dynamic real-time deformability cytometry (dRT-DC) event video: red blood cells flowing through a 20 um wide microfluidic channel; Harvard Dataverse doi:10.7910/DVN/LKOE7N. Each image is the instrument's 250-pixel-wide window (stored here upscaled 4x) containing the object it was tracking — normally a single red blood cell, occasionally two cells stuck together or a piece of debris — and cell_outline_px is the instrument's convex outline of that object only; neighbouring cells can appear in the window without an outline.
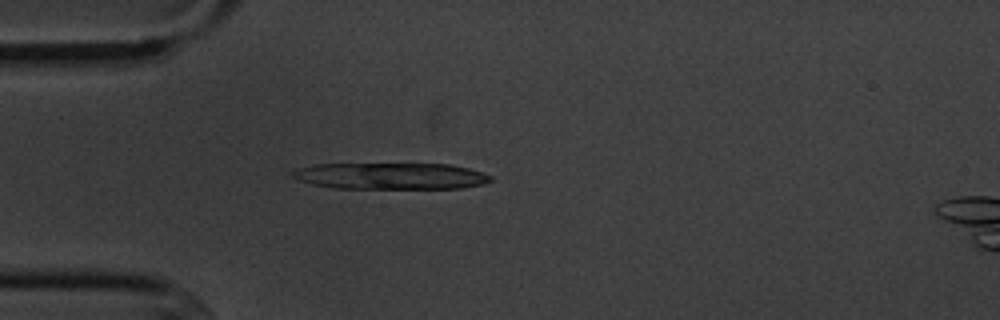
{"species": "common noctule bat (a hibernating species)", "species_latin": "Nyctalus noctula", "temperature_condition": "cold", "stored_images_in_passage": 3, "camera_frame_rate_fps": 3000, "um_per_image_px": 0.085, "animal": {"sex": "male", "body_mass_g": 20.1, "forearm_length_mm": 53.5}, "frame": {"image": 1, "passage_image": 3, "time_ms": 2.333, "image_size_px": [1000, 320], "cell_outline_px": [[492, 180], [484, 184], [460, 188], [336, 188], [312, 184], [300, 180], [292, 176], [288, 172], [296, 168], [316, 164], [448, 164], [468, 168], [484, 172], [492, 176]], "centroid_in_image_um": [33.21, 14.96], "position_along_channel_um": 51.8, "area_um2": 30.63}}